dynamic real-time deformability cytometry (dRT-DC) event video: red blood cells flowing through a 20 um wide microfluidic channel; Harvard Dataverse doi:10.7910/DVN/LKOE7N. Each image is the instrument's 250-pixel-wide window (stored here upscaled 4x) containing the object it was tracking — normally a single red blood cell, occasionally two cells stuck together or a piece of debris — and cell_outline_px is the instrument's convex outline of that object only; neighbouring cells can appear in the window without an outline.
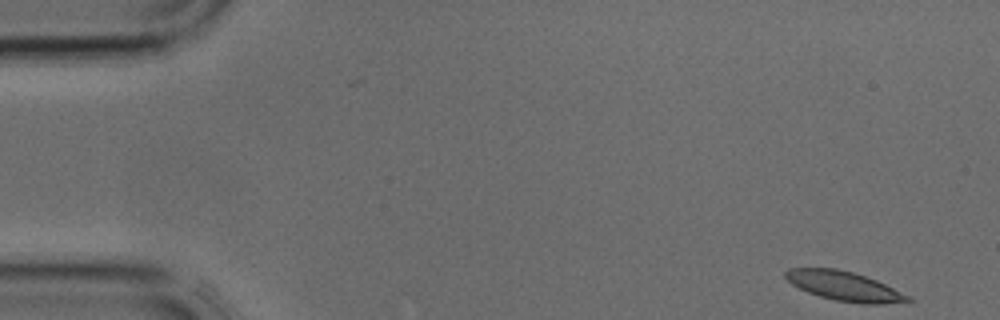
{"species": "common noctule bat (a hibernating species)", "species_latin": "Nyctalus noctula", "temperature_condition": "cold", "stored_images_in_passage": 13, "camera_frame_rate_fps": 3000, "um_per_image_px": 0.085, "animal": {"sex": "male", "body_mass_g": 17.9, "forearm_length_mm": 54.2}, "frame": {"image": 1, "passage_image": 1, "time_ms": 0.0, "image_size_px": [1000, 320], "cell_outline_px": [[916, 300], [880, 304], [864, 304], [836, 300], [820, 296], [808, 292], [792, 284], [784, 276], [784, 272], [788, 268], [836, 268], [852, 272], [876, 280]], "centroid_in_image_um": [71.72, 24.31], "position_along_channel_um": 13.3, "area_um2": 20.58}}
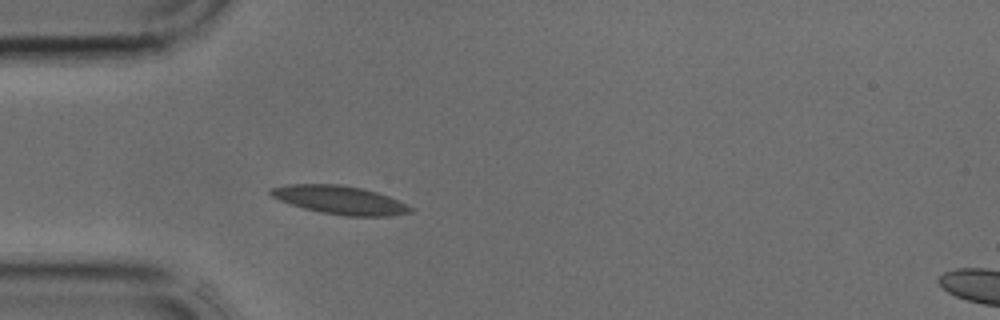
{"frame": {"image": 2, "passage_image": 10, "time_ms": 3.0, "image_size_px": [1000, 320], "cell_outline_px": [[412, 212], [388, 216], [344, 216], [320, 212], [304, 208], [280, 200], [272, 196], [268, 192], [272, 188], [288, 184], [340, 184], [360, 188], [376, 192], [388, 196], [412, 208]], "centroid_in_image_um": [28.86, 17.0], "position_along_channel_um": 56.1, "area_um2": 22.77}}